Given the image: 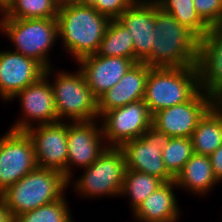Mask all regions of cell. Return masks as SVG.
<instances>
[{
  "label": "cell",
  "mask_w": 222,
  "mask_h": 222,
  "mask_svg": "<svg viewBox=\"0 0 222 222\" xmlns=\"http://www.w3.org/2000/svg\"><path fill=\"white\" fill-rule=\"evenodd\" d=\"M151 53L142 61L149 67L196 66L199 38L156 3Z\"/></svg>",
  "instance_id": "obj_1"
},
{
  "label": "cell",
  "mask_w": 222,
  "mask_h": 222,
  "mask_svg": "<svg viewBox=\"0 0 222 222\" xmlns=\"http://www.w3.org/2000/svg\"><path fill=\"white\" fill-rule=\"evenodd\" d=\"M57 21L64 49L78 61L97 53L110 19L94 7L75 2L59 8Z\"/></svg>",
  "instance_id": "obj_2"
},
{
  "label": "cell",
  "mask_w": 222,
  "mask_h": 222,
  "mask_svg": "<svg viewBox=\"0 0 222 222\" xmlns=\"http://www.w3.org/2000/svg\"><path fill=\"white\" fill-rule=\"evenodd\" d=\"M67 187L68 180L62 172L37 166L0 195L15 218L21 213L61 199Z\"/></svg>",
  "instance_id": "obj_3"
},
{
  "label": "cell",
  "mask_w": 222,
  "mask_h": 222,
  "mask_svg": "<svg viewBox=\"0 0 222 222\" xmlns=\"http://www.w3.org/2000/svg\"><path fill=\"white\" fill-rule=\"evenodd\" d=\"M199 90L196 66L152 67L146 79L143 101L153 115L189 101Z\"/></svg>",
  "instance_id": "obj_4"
},
{
  "label": "cell",
  "mask_w": 222,
  "mask_h": 222,
  "mask_svg": "<svg viewBox=\"0 0 222 222\" xmlns=\"http://www.w3.org/2000/svg\"><path fill=\"white\" fill-rule=\"evenodd\" d=\"M1 16L0 30L16 47L13 51L35 59L45 69L52 67L48 54L59 39L57 18L19 19Z\"/></svg>",
  "instance_id": "obj_5"
},
{
  "label": "cell",
  "mask_w": 222,
  "mask_h": 222,
  "mask_svg": "<svg viewBox=\"0 0 222 222\" xmlns=\"http://www.w3.org/2000/svg\"><path fill=\"white\" fill-rule=\"evenodd\" d=\"M58 121L68 119L71 122L96 120L97 99L93 96L80 69L75 73L57 72L55 80L50 82Z\"/></svg>",
  "instance_id": "obj_6"
},
{
  "label": "cell",
  "mask_w": 222,
  "mask_h": 222,
  "mask_svg": "<svg viewBox=\"0 0 222 222\" xmlns=\"http://www.w3.org/2000/svg\"><path fill=\"white\" fill-rule=\"evenodd\" d=\"M126 172L125 157L119 147H107L87 168L74 188L83 197L119 196Z\"/></svg>",
  "instance_id": "obj_7"
},
{
  "label": "cell",
  "mask_w": 222,
  "mask_h": 222,
  "mask_svg": "<svg viewBox=\"0 0 222 222\" xmlns=\"http://www.w3.org/2000/svg\"><path fill=\"white\" fill-rule=\"evenodd\" d=\"M171 138L151 126L141 137L123 143L119 148L125 157L126 170L150 174L164 183L175 180L162 159V150Z\"/></svg>",
  "instance_id": "obj_8"
},
{
  "label": "cell",
  "mask_w": 222,
  "mask_h": 222,
  "mask_svg": "<svg viewBox=\"0 0 222 222\" xmlns=\"http://www.w3.org/2000/svg\"><path fill=\"white\" fill-rule=\"evenodd\" d=\"M100 121L108 147H120L123 143L139 138L152 126L149 108L142 100L106 111Z\"/></svg>",
  "instance_id": "obj_9"
},
{
  "label": "cell",
  "mask_w": 222,
  "mask_h": 222,
  "mask_svg": "<svg viewBox=\"0 0 222 222\" xmlns=\"http://www.w3.org/2000/svg\"><path fill=\"white\" fill-rule=\"evenodd\" d=\"M37 167L26 131L8 130L0 137V194Z\"/></svg>",
  "instance_id": "obj_10"
},
{
  "label": "cell",
  "mask_w": 222,
  "mask_h": 222,
  "mask_svg": "<svg viewBox=\"0 0 222 222\" xmlns=\"http://www.w3.org/2000/svg\"><path fill=\"white\" fill-rule=\"evenodd\" d=\"M52 71V67L45 69L44 75L38 81L28 85L9 100L12 101L18 97L23 111L21 118H18V121L9 129L26 131L34 126L35 121L37 123L35 125L58 122L53 90L49 80H47Z\"/></svg>",
  "instance_id": "obj_11"
},
{
  "label": "cell",
  "mask_w": 222,
  "mask_h": 222,
  "mask_svg": "<svg viewBox=\"0 0 222 222\" xmlns=\"http://www.w3.org/2000/svg\"><path fill=\"white\" fill-rule=\"evenodd\" d=\"M216 102L199 90L189 101L154 113L152 126L171 137L191 138L199 120Z\"/></svg>",
  "instance_id": "obj_12"
},
{
  "label": "cell",
  "mask_w": 222,
  "mask_h": 222,
  "mask_svg": "<svg viewBox=\"0 0 222 222\" xmlns=\"http://www.w3.org/2000/svg\"><path fill=\"white\" fill-rule=\"evenodd\" d=\"M96 120L90 121H68L67 133V180L68 186L71 182L72 166L87 168L90 166L108 147L104 145V136L101 124Z\"/></svg>",
  "instance_id": "obj_13"
},
{
  "label": "cell",
  "mask_w": 222,
  "mask_h": 222,
  "mask_svg": "<svg viewBox=\"0 0 222 222\" xmlns=\"http://www.w3.org/2000/svg\"><path fill=\"white\" fill-rule=\"evenodd\" d=\"M66 122L34 125L26 132L34 146L37 166L62 172L67 179L68 122Z\"/></svg>",
  "instance_id": "obj_14"
},
{
  "label": "cell",
  "mask_w": 222,
  "mask_h": 222,
  "mask_svg": "<svg viewBox=\"0 0 222 222\" xmlns=\"http://www.w3.org/2000/svg\"><path fill=\"white\" fill-rule=\"evenodd\" d=\"M196 67L200 90L222 102V23L199 39Z\"/></svg>",
  "instance_id": "obj_15"
},
{
  "label": "cell",
  "mask_w": 222,
  "mask_h": 222,
  "mask_svg": "<svg viewBox=\"0 0 222 222\" xmlns=\"http://www.w3.org/2000/svg\"><path fill=\"white\" fill-rule=\"evenodd\" d=\"M45 68L35 59L14 51H0V98L5 102L38 81Z\"/></svg>",
  "instance_id": "obj_16"
},
{
  "label": "cell",
  "mask_w": 222,
  "mask_h": 222,
  "mask_svg": "<svg viewBox=\"0 0 222 222\" xmlns=\"http://www.w3.org/2000/svg\"><path fill=\"white\" fill-rule=\"evenodd\" d=\"M77 63L93 96L98 99L117 84L136 62L131 58L92 54L81 58Z\"/></svg>",
  "instance_id": "obj_17"
},
{
  "label": "cell",
  "mask_w": 222,
  "mask_h": 222,
  "mask_svg": "<svg viewBox=\"0 0 222 222\" xmlns=\"http://www.w3.org/2000/svg\"><path fill=\"white\" fill-rule=\"evenodd\" d=\"M155 17L156 2L136 0L117 18L132 35L136 63L142 62L151 53Z\"/></svg>",
  "instance_id": "obj_18"
},
{
  "label": "cell",
  "mask_w": 222,
  "mask_h": 222,
  "mask_svg": "<svg viewBox=\"0 0 222 222\" xmlns=\"http://www.w3.org/2000/svg\"><path fill=\"white\" fill-rule=\"evenodd\" d=\"M151 68L143 62L135 63L117 84L102 94L97 99L100 118L106 111L142 100Z\"/></svg>",
  "instance_id": "obj_19"
},
{
  "label": "cell",
  "mask_w": 222,
  "mask_h": 222,
  "mask_svg": "<svg viewBox=\"0 0 222 222\" xmlns=\"http://www.w3.org/2000/svg\"><path fill=\"white\" fill-rule=\"evenodd\" d=\"M175 180L165 182L150 194L134 211L137 222H176L179 219V205L174 189Z\"/></svg>",
  "instance_id": "obj_20"
},
{
  "label": "cell",
  "mask_w": 222,
  "mask_h": 222,
  "mask_svg": "<svg viewBox=\"0 0 222 222\" xmlns=\"http://www.w3.org/2000/svg\"><path fill=\"white\" fill-rule=\"evenodd\" d=\"M178 188L192 191L195 195H206L214 185L220 183L213 172L210 157L193 154L185 163L183 170L176 176Z\"/></svg>",
  "instance_id": "obj_21"
},
{
  "label": "cell",
  "mask_w": 222,
  "mask_h": 222,
  "mask_svg": "<svg viewBox=\"0 0 222 222\" xmlns=\"http://www.w3.org/2000/svg\"><path fill=\"white\" fill-rule=\"evenodd\" d=\"M195 154L210 156L222 145V102H216L199 120L191 136Z\"/></svg>",
  "instance_id": "obj_22"
},
{
  "label": "cell",
  "mask_w": 222,
  "mask_h": 222,
  "mask_svg": "<svg viewBox=\"0 0 222 222\" xmlns=\"http://www.w3.org/2000/svg\"><path fill=\"white\" fill-rule=\"evenodd\" d=\"M96 54L103 57L116 56L134 60L131 33L117 19L110 20Z\"/></svg>",
  "instance_id": "obj_23"
},
{
  "label": "cell",
  "mask_w": 222,
  "mask_h": 222,
  "mask_svg": "<svg viewBox=\"0 0 222 222\" xmlns=\"http://www.w3.org/2000/svg\"><path fill=\"white\" fill-rule=\"evenodd\" d=\"M164 182L150 174L126 170L120 196L127 195L132 212Z\"/></svg>",
  "instance_id": "obj_24"
},
{
  "label": "cell",
  "mask_w": 222,
  "mask_h": 222,
  "mask_svg": "<svg viewBox=\"0 0 222 222\" xmlns=\"http://www.w3.org/2000/svg\"><path fill=\"white\" fill-rule=\"evenodd\" d=\"M159 8L170 13L178 23L191 30L199 39L210 27L197 14L193 0H157Z\"/></svg>",
  "instance_id": "obj_25"
},
{
  "label": "cell",
  "mask_w": 222,
  "mask_h": 222,
  "mask_svg": "<svg viewBox=\"0 0 222 222\" xmlns=\"http://www.w3.org/2000/svg\"><path fill=\"white\" fill-rule=\"evenodd\" d=\"M58 8L52 0H11L5 16L19 19L57 18Z\"/></svg>",
  "instance_id": "obj_26"
},
{
  "label": "cell",
  "mask_w": 222,
  "mask_h": 222,
  "mask_svg": "<svg viewBox=\"0 0 222 222\" xmlns=\"http://www.w3.org/2000/svg\"><path fill=\"white\" fill-rule=\"evenodd\" d=\"M65 195L35 210L19 214L14 222H74Z\"/></svg>",
  "instance_id": "obj_27"
},
{
  "label": "cell",
  "mask_w": 222,
  "mask_h": 222,
  "mask_svg": "<svg viewBox=\"0 0 222 222\" xmlns=\"http://www.w3.org/2000/svg\"><path fill=\"white\" fill-rule=\"evenodd\" d=\"M193 154L191 138L172 137L162 150V159L167 171L176 178Z\"/></svg>",
  "instance_id": "obj_28"
},
{
  "label": "cell",
  "mask_w": 222,
  "mask_h": 222,
  "mask_svg": "<svg viewBox=\"0 0 222 222\" xmlns=\"http://www.w3.org/2000/svg\"><path fill=\"white\" fill-rule=\"evenodd\" d=\"M197 14L209 26L222 23V0H193Z\"/></svg>",
  "instance_id": "obj_29"
},
{
  "label": "cell",
  "mask_w": 222,
  "mask_h": 222,
  "mask_svg": "<svg viewBox=\"0 0 222 222\" xmlns=\"http://www.w3.org/2000/svg\"><path fill=\"white\" fill-rule=\"evenodd\" d=\"M136 0H101L94 8L110 20L117 19Z\"/></svg>",
  "instance_id": "obj_30"
},
{
  "label": "cell",
  "mask_w": 222,
  "mask_h": 222,
  "mask_svg": "<svg viewBox=\"0 0 222 222\" xmlns=\"http://www.w3.org/2000/svg\"><path fill=\"white\" fill-rule=\"evenodd\" d=\"M211 165L216 179L222 181V145L218 147L210 156Z\"/></svg>",
  "instance_id": "obj_31"
},
{
  "label": "cell",
  "mask_w": 222,
  "mask_h": 222,
  "mask_svg": "<svg viewBox=\"0 0 222 222\" xmlns=\"http://www.w3.org/2000/svg\"><path fill=\"white\" fill-rule=\"evenodd\" d=\"M0 222H14V218L7 207L6 201L0 195Z\"/></svg>",
  "instance_id": "obj_32"
},
{
  "label": "cell",
  "mask_w": 222,
  "mask_h": 222,
  "mask_svg": "<svg viewBox=\"0 0 222 222\" xmlns=\"http://www.w3.org/2000/svg\"><path fill=\"white\" fill-rule=\"evenodd\" d=\"M52 2L59 9L60 7L69 6L71 4H74L76 2V0H52Z\"/></svg>",
  "instance_id": "obj_33"
},
{
  "label": "cell",
  "mask_w": 222,
  "mask_h": 222,
  "mask_svg": "<svg viewBox=\"0 0 222 222\" xmlns=\"http://www.w3.org/2000/svg\"><path fill=\"white\" fill-rule=\"evenodd\" d=\"M98 1H101V0H76V3L85 5V6L94 7L98 3Z\"/></svg>",
  "instance_id": "obj_34"
},
{
  "label": "cell",
  "mask_w": 222,
  "mask_h": 222,
  "mask_svg": "<svg viewBox=\"0 0 222 222\" xmlns=\"http://www.w3.org/2000/svg\"><path fill=\"white\" fill-rule=\"evenodd\" d=\"M11 0H0V5L6 8L10 4Z\"/></svg>",
  "instance_id": "obj_35"
},
{
  "label": "cell",
  "mask_w": 222,
  "mask_h": 222,
  "mask_svg": "<svg viewBox=\"0 0 222 222\" xmlns=\"http://www.w3.org/2000/svg\"><path fill=\"white\" fill-rule=\"evenodd\" d=\"M0 12L5 15V8L0 5Z\"/></svg>",
  "instance_id": "obj_36"
},
{
  "label": "cell",
  "mask_w": 222,
  "mask_h": 222,
  "mask_svg": "<svg viewBox=\"0 0 222 222\" xmlns=\"http://www.w3.org/2000/svg\"><path fill=\"white\" fill-rule=\"evenodd\" d=\"M141 1L156 2L157 0H141Z\"/></svg>",
  "instance_id": "obj_37"
}]
</instances>
